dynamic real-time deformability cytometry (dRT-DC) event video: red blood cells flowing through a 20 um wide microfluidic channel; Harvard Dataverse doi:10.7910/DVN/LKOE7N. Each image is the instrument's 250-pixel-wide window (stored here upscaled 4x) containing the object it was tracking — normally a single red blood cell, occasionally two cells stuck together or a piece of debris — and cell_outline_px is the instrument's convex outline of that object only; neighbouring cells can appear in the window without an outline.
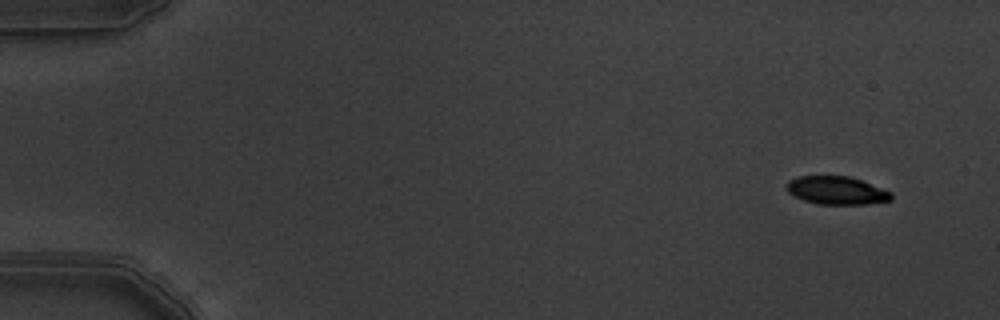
{"species": "common noctule bat (a hibernating species)", "species_latin": "Nyctalus noctula", "temperature_condition": "warm", "stored_images_in_passage": 6, "camera_frame_rate_fps": 3000, "um_per_image_px": 0.085, "animal": {"sex": "male", "body_mass_g": 19.5, "forearm_length_mm": 54.6}, "frame": {"image": 1, "passage_image": 1, "time_ms": 0.0, "image_size_px": [1000, 320], "cell_outline_px": [[892, 200], [868, 204], [816, 204], [804, 200], [788, 192], [784, 188], [788, 180], [796, 176], [848, 176], [860, 180], [892, 192]], "centroid_in_image_um": [71.08, 16.18], "position_along_channel_um": 13.9, "area_um2": 17.17}}